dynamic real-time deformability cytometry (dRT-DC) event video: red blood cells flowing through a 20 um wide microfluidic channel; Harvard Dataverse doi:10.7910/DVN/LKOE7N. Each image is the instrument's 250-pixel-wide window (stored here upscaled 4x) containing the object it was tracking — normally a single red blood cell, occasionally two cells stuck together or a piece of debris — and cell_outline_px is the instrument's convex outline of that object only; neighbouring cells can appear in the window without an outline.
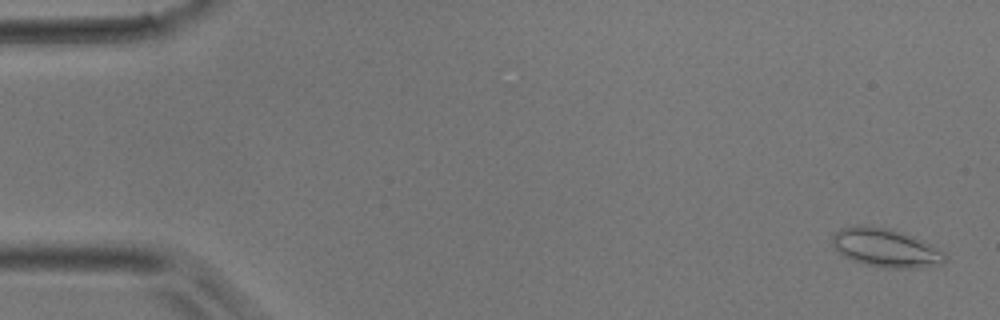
{"species": "common noctule bat (a hibernating species)", "species_latin": "Nyctalus noctula", "temperature_condition": "room temperature", "stored_images_in_passage": 48, "camera_frame_rate_fps": 3000, "um_per_image_px": 0.085, "animal": {"sex": "male", "body_mass_g": 17.9}, "frame": {"image": 1, "passage_image": 2, "time_ms": 0.333, "image_size_px": [1000, 320], "cell_outline_px": [[948, 256], [940, 264], [920, 268], [884, 268], [864, 264], [852, 260], [844, 256], [832, 244], [832, 236], [840, 228], [856, 224], [872, 224], [892, 228], [912, 236], [944, 252]], "centroid_in_image_um": [75.25, 21.04], "position_along_channel_um": 9.8, "area_um2": 25.55}}
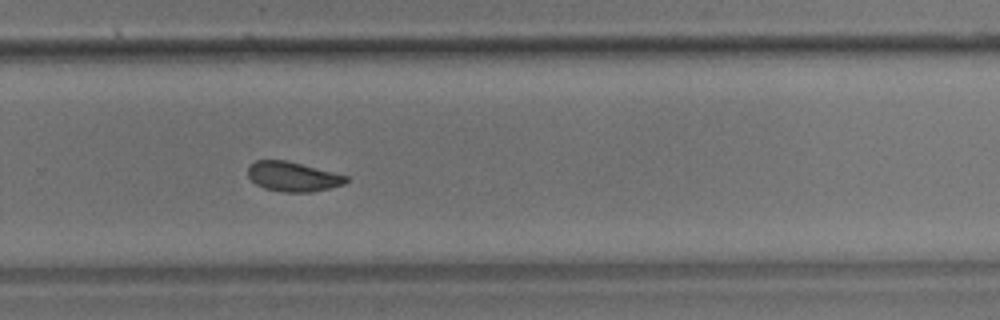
{"frame": {"image": 2, "passage_image": 32, "time_ms": 10.333, "image_size_px": [1000, 320], "cell_outline_px": [[348, 180], [344, 184], [312, 192], [284, 192], [264, 188], [256, 184], [248, 176], [248, 164], [256, 160], [288, 160], [348, 176]], "centroid_in_image_um": [24.87, 15.0], "position_along_channel_um": 304.9, "area_um2": 16.99}}
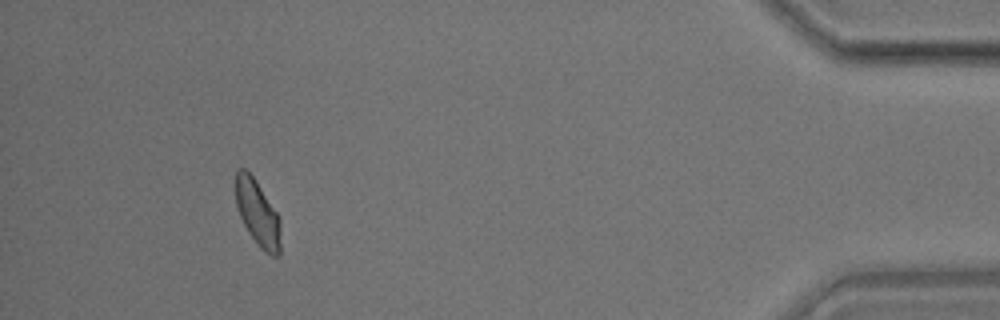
{"frame": {"image": 3, "passage_image": 44, "time_ms": 14.333, "image_size_px": [1000, 320], "cell_outline_px": [[280, 256], [272, 256], [264, 252], [260, 248], [248, 232], [240, 216], [236, 204], [236, 168], [244, 168], [252, 176], [280, 216]], "centroid_in_image_um": [21.91, 18.15], "position_along_channel_um": 413.3, "area_um2": 17.22}}